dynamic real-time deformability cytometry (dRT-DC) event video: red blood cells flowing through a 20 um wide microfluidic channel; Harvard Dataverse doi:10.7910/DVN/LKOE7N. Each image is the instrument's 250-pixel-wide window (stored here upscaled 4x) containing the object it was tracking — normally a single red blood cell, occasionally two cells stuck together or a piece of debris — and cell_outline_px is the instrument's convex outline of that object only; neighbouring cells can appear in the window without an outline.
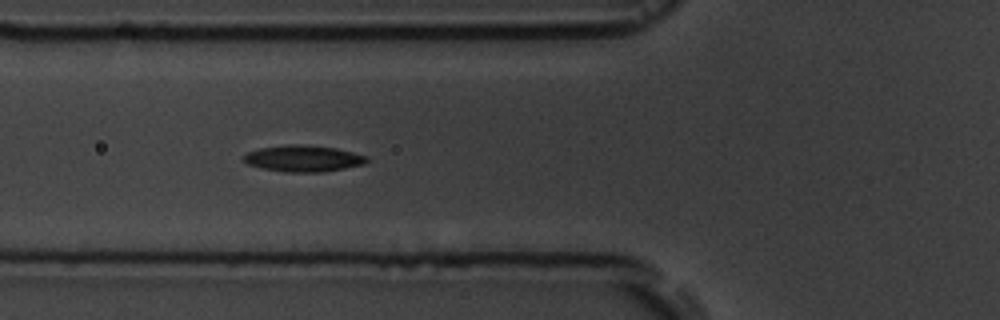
{"species": "common noctule bat (a hibernating species)", "species_latin": "Nyctalus noctula", "temperature_condition": "room temperature", "stored_images_in_passage": 6, "camera_frame_rate_fps": 3000, "um_per_image_px": 0.085, "animal": {"sex": "male", "body_mass_g": 19.5, "forearm_length_mm": 54.6}, "frame": {"image": 1, "passage_image": 6, "time_ms": 5.333, "image_size_px": [1000, 320], "cell_outline_px": [[368, 160], [364, 164], [324, 172], [284, 172], [260, 168], [248, 164], [240, 156], [244, 152], [260, 148], [284, 144], [304, 144], [336, 148], [368, 156]], "centroid_in_image_um": [25.72, 13.46], "position_along_channel_um": 100.1, "area_um2": 19.25}}